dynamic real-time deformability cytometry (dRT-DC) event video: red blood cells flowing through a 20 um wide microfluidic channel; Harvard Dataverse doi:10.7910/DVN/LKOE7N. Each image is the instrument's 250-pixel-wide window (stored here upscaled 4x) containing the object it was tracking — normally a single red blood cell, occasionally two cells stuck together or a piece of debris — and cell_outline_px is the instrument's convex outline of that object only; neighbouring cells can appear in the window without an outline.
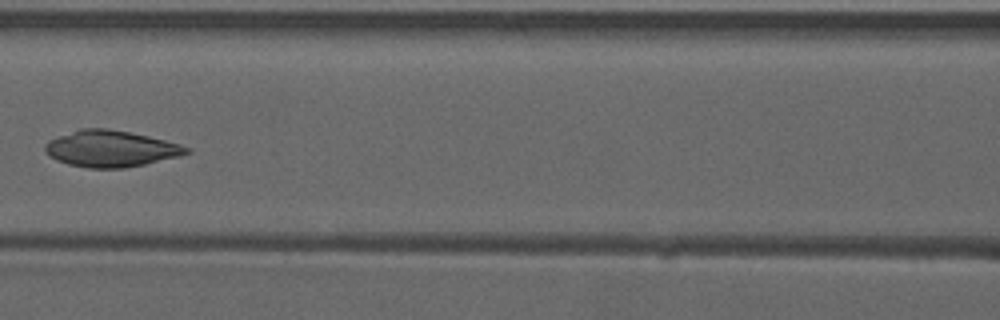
{"species": "common noctule bat (a hibernating species)", "species_latin": "Nyctalus noctula", "temperature_condition": "warm", "stored_images_in_passage": 7, "camera_frame_rate_fps": 3000, "um_per_image_px": 0.085, "animal": {"sex": "male", "forearm_length_mm": 52.5}, "frame": {"image": 1, "passage_image": 6, "time_ms": 1.667, "image_size_px": [1000, 320], "cell_outline_px": [[192, 152], [180, 156], [144, 164], [124, 168], [88, 168], [68, 164], [56, 160], [44, 148], [44, 144], [48, 140], [80, 128], [108, 128], [148, 136], [180, 144], [192, 148]], "centroid_in_image_um": [9.44, 12.64], "position_along_channel_um": 157.2, "area_um2": 29.88}}
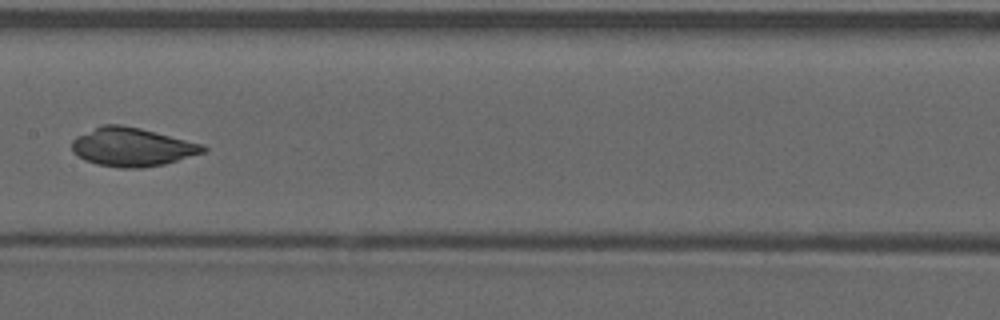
{"frame": {"image": 2, "passage_image": 7, "time_ms": 2.0, "image_size_px": [1000, 320], "cell_outline_px": [[208, 148], [204, 152], [164, 164], [140, 168], [120, 168], [96, 164], [84, 160], [72, 152], [72, 140], [76, 136], [104, 124], [120, 124], [140, 128], [204, 144]], "centroid_in_image_um": [11.21, 12.5], "position_along_channel_um": 196.2, "area_um2": 29.48}}